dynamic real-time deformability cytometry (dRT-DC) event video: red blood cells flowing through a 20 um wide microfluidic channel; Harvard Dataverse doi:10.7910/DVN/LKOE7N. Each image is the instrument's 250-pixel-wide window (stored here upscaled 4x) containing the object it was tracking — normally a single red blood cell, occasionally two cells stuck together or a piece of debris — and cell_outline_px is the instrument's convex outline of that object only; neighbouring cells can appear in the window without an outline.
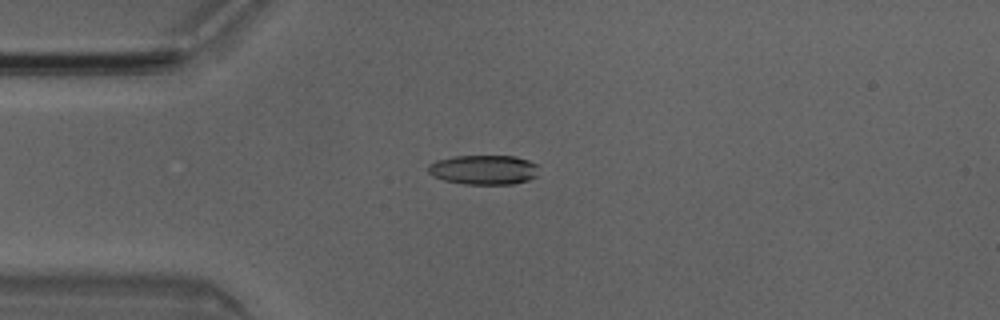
{"species": "Egyptian fruit bat (a non-hibernating species)", "species_latin": "Rousettus aegyptiacus", "temperature_condition": "room temperature", "stored_images_in_passage": 3, "camera_frame_rate_fps": 3000, "um_per_image_px": 0.085, "animal": {"sex": "male"}, "frame": {"image": 1, "passage_image": 3, "time_ms": 0.667, "image_size_px": [1000, 320], "cell_outline_px": [[540, 164], [536, 176], [528, 180], [512, 184], [464, 184], [444, 180], [432, 176], [428, 172], [428, 164], [436, 160], [452, 156], [516, 156]], "centroid_in_image_um": [41.13, 14.42], "position_along_channel_um": 43.9, "area_um2": 19.31}}